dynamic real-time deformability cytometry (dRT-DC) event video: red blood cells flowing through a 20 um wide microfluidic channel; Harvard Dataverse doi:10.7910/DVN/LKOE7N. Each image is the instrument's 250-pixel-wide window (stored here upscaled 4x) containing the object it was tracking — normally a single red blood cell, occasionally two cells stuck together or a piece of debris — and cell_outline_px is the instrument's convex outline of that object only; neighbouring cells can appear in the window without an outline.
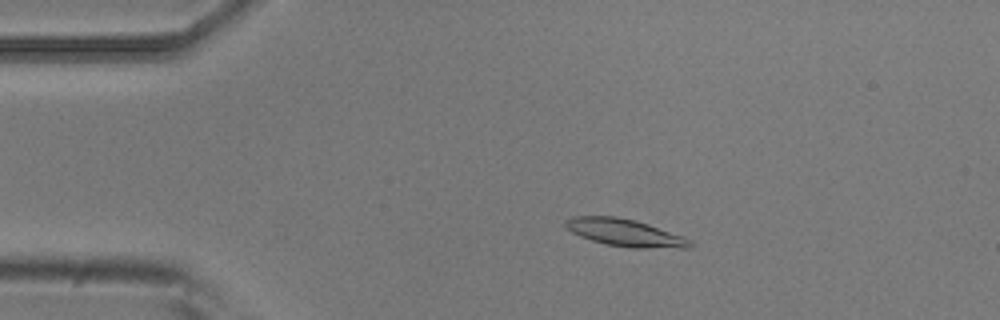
{"species": "common noctule bat (a hibernating species)", "species_latin": "Nyctalus noctula", "temperature_condition": "room temperature", "stored_images_in_passage": 6, "camera_frame_rate_fps": 3000, "um_per_image_px": 0.085, "animal": {"sex": "male", "body_mass_g": 20.5, "forearm_length_mm": 52.5}, "frame": {"image": 1, "passage_image": 3, "time_ms": 0.667, "image_size_px": [1000, 320], "cell_outline_px": [[692, 248], [632, 248], [604, 244], [580, 236], [572, 232], [564, 224], [564, 220], [572, 216], [616, 216], [636, 220], [684, 236], [692, 240]], "centroid_in_image_um": [53.15, 19.78], "position_along_channel_um": 31.9, "area_um2": 20.0}}
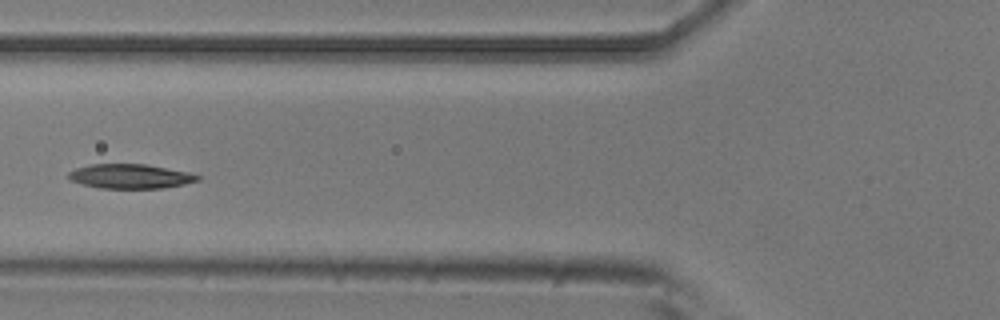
{"frame": {"image": 2, "passage_image": 5, "time_ms": 1.333, "image_size_px": [1000, 320], "cell_outline_px": [[200, 180], [184, 184], [164, 188], [100, 188], [68, 180], [68, 172], [76, 168], [92, 164], [148, 164], [188, 172], [200, 176]], "centroid_in_image_um": [11.08, 14.98], "position_along_channel_um": 114.7, "area_um2": 18.38}}
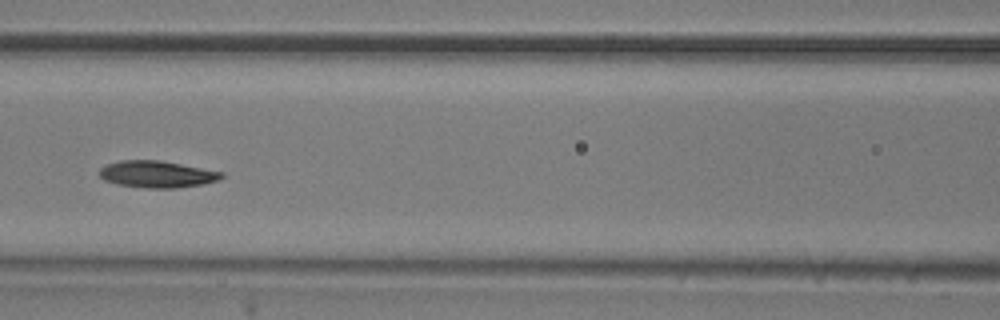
{"frame": {"image": 3, "passage_image": 6, "time_ms": 1.667, "image_size_px": [1000, 320], "cell_outline_px": [[224, 176], [216, 180], [204, 184], [176, 188], [144, 188], [116, 184], [104, 180], [100, 176], [100, 168], [104, 164], [120, 160], [160, 160], [224, 172]], "centroid_in_image_um": [13.31, 14.8], "position_along_channel_um": 153.3, "area_um2": 19.19}}